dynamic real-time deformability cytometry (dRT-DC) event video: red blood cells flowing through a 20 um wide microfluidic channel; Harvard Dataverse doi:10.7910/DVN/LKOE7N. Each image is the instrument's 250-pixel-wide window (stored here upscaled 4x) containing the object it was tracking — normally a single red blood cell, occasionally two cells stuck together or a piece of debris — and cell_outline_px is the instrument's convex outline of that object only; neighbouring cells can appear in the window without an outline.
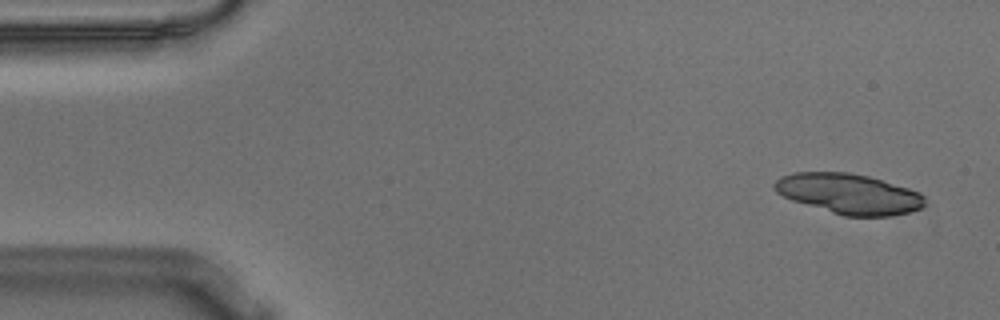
{"species": "Egyptian fruit bat (a non-hibernating species)", "species_latin": "Rousettus aegyptiacus", "temperature_condition": "warm", "stored_images_in_passage": 52, "segment_of_instrument_passage": [1, 2], "camera_frame_rate_fps": 3000, "um_per_image_px": 0.085, "animal": {"sex": "male"}, "frame": {"image": 1, "passage_image": 1, "time_ms": 0.0, "image_size_px": [1000, 320], "cell_outline_px": [[924, 204], [920, 208], [908, 212], [888, 216], [844, 216], [792, 200], [776, 192], [772, 184], [780, 176], [792, 172], [848, 172], [868, 176], [908, 188], [920, 192], [924, 196]], "centroid_in_image_um": [72.12, 16.46], "position_along_channel_um": 12.9, "area_um2": 35.08}}